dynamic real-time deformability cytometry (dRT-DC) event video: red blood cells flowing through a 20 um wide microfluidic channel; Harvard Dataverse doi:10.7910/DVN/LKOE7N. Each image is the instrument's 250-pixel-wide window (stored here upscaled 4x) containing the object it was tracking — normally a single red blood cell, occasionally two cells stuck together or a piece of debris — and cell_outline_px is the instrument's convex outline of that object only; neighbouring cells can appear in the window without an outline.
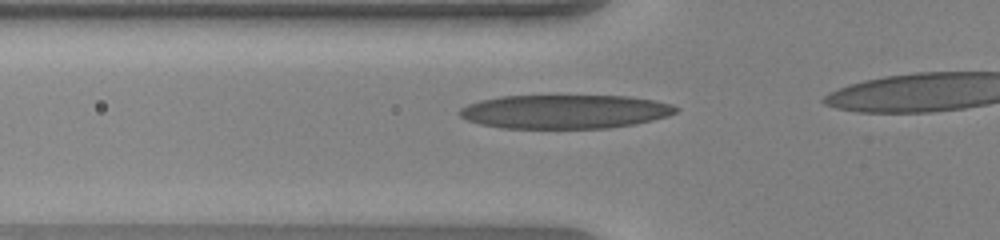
{"species": "human", "species_latin": "Homo sapiens", "temperature_condition": "warm", "stored_images_in_passage": 27, "camera_frame_rate_fps": 3000, "um_per_image_px": 0.085, "donor": {"sex": "female"}, "frame": {"image": 1, "passage_image": 3, "time_ms": 0.667, "image_size_px": [1000, 240], "cell_outline_px": [[680, 108], [676, 112], [668, 116], [636, 124], [608, 128], [504, 128], [480, 124], [468, 120], [460, 116], [456, 112], [460, 108], [468, 104], [480, 100], [500, 96], [628, 96], [656, 100], [672, 104]], "centroid_in_image_um": [48.03, 9.48], "position_along_channel_um": 77.8, "area_um2": 42.89}}
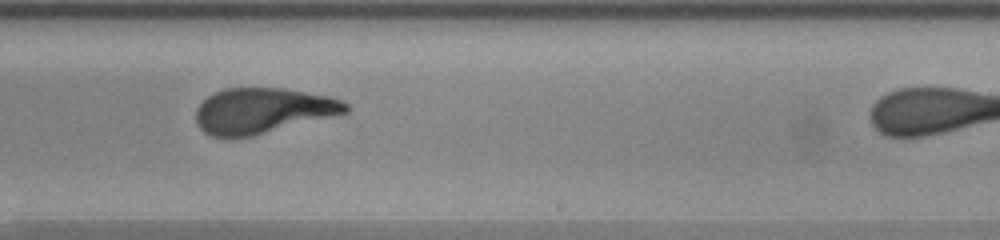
{"frame": {"image": 2, "passage_image": 17, "time_ms": 5.333, "image_size_px": [1000, 240], "cell_outline_px": [[348, 112], [252, 136], [212, 136], [204, 132], [196, 124], [196, 108], [208, 96], [224, 88], [280, 88], [328, 96], [340, 100], [348, 104]], "centroid_in_image_um": [22.29, 9.4], "position_along_channel_um": 266.7, "area_um2": 39.07}}
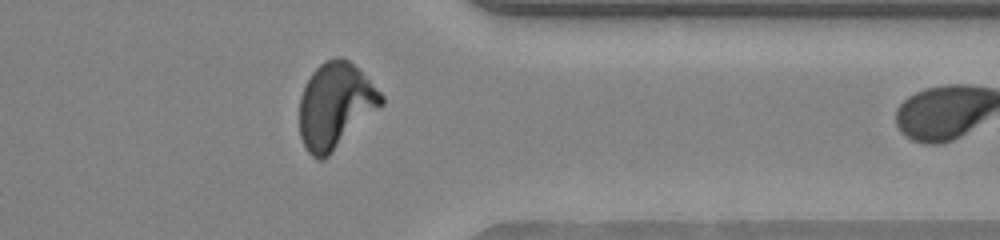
{"frame": {"image": 3, "passage_image": 26, "time_ms": 8.333, "image_size_px": [1000, 240], "cell_outline_px": [[384, 104], [324, 160], [320, 160], [312, 156], [308, 152], [300, 136], [300, 96], [304, 84], [312, 72], [324, 60], [336, 56], [348, 60], [384, 96]], "centroid_in_image_um": [28.48, 8.98], "position_along_channel_um": 382.9, "area_um2": 40.58}}